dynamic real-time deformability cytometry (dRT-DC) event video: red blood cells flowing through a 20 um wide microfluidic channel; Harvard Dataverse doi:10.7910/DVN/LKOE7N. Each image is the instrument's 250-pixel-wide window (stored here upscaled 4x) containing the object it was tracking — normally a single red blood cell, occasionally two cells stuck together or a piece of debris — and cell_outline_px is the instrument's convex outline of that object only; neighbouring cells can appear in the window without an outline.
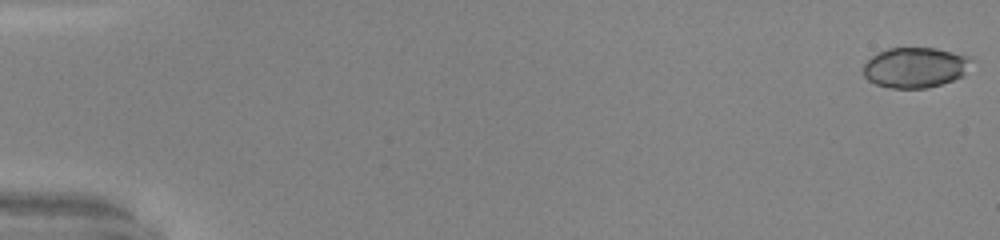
{"species": "common noctule bat (a hibernating species)", "species_latin": "Nyctalus noctula", "temperature_condition": "warm", "stored_images_in_passage": 51, "camera_frame_rate_fps": 3000, "um_per_image_px": 0.085, "animal": {"sex": "male", "body_mass_g": 20.0, "forearm_length_mm": 53.3}, "frame": {"image": 1, "passage_image": 1, "time_ms": 0.0, "image_size_px": [1000, 240], "cell_outline_px": [[972, 60], [964, 76], [928, 88], [888, 88], [876, 84], [868, 80], [864, 76], [864, 64], [872, 56], [888, 48], [936, 48], [968, 56]], "centroid_in_image_um": [77.79, 5.74], "position_along_channel_um": 7.2, "area_um2": 25.32}}
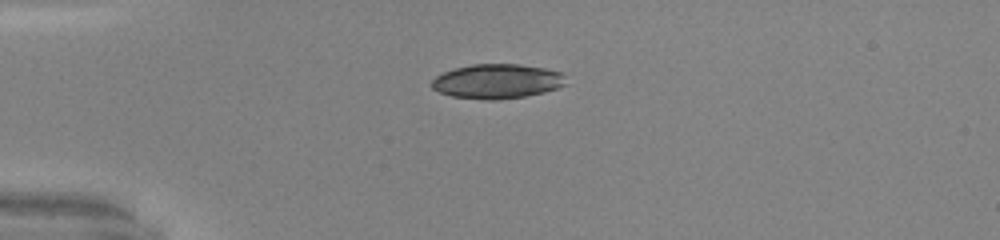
{"frame": {"image": 2, "passage_image": 14, "time_ms": 4.333, "image_size_px": [1000, 240], "cell_outline_px": [[568, 84], [544, 92], [524, 96], [500, 100], [488, 100], [452, 96], [440, 92], [432, 88], [432, 80], [436, 76], [444, 72], [456, 68], [472, 64], [520, 64], [544, 68], [560, 72]], "centroid_in_image_um": [42.26, 6.91], "position_along_channel_um": 42.7, "area_um2": 26.88}}